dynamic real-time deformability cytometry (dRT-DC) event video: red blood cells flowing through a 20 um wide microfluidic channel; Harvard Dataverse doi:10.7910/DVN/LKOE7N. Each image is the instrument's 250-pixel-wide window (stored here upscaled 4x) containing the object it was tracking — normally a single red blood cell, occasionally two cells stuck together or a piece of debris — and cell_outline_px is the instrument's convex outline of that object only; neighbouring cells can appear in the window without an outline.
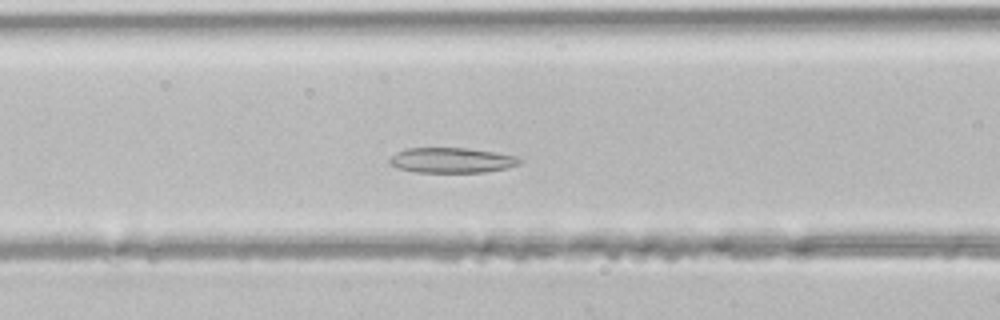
{"species": "common noctule bat (a hibernating species)", "species_latin": "Nyctalus noctula", "temperature_condition": "room temperature", "stored_images_in_passage": 42, "camera_frame_rate_fps": 3000, "um_per_image_px": 0.085, "animal": {"sex": "male", "body_mass_g": 21.5, "forearm_length_mm": 52.0}, "frame": {"image": 1, "passage_image": 16, "time_ms": 5.0, "image_size_px": [1000, 320], "cell_outline_px": [[524, 160], [520, 164], [508, 168], [484, 172], [416, 172], [396, 168], [388, 164], [388, 160], [396, 152], [408, 148], [468, 148], [496, 152], [516, 156]], "centroid_in_image_um": [38.4, 13.62], "position_along_channel_um": 128.2, "area_um2": 19.31}}
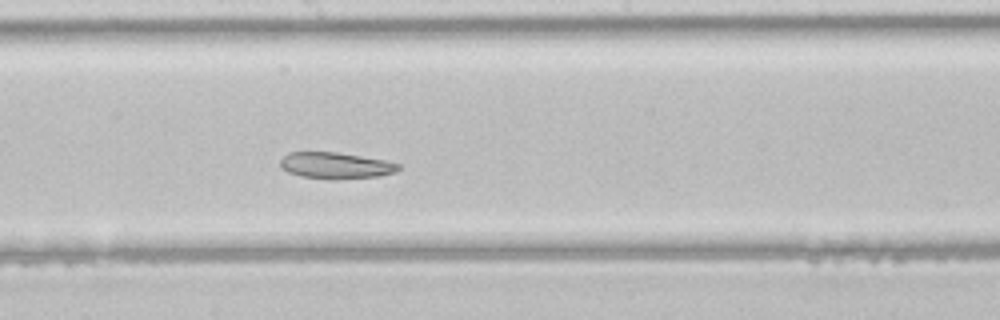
{"frame": {"image": 2, "passage_image": 22, "time_ms": 7.0, "image_size_px": [1000, 320], "cell_outline_px": [[400, 168], [396, 172], [376, 176], [300, 176], [288, 172], [280, 168], [280, 160], [288, 152], [336, 152], [384, 160], [400, 164]], "centroid_in_image_um": [28.49, 14.01], "position_along_channel_um": 219.7, "area_um2": 17.05}}
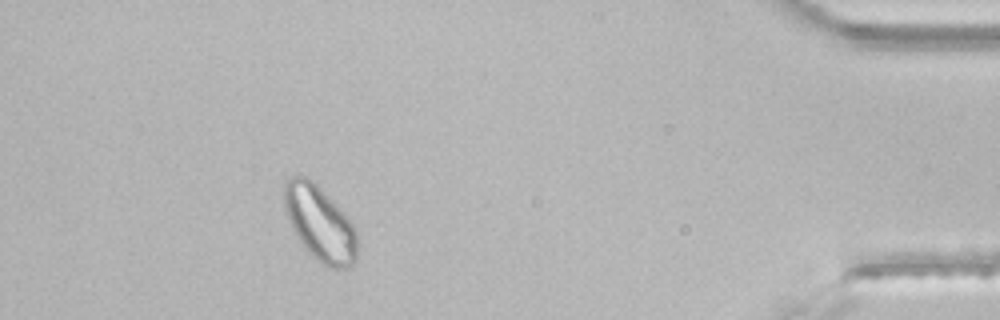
{"frame": {"image": 3, "passage_image": 38, "time_ms": 12.333, "image_size_px": [1000, 320], "cell_outline_px": [[356, 260], [348, 268], [328, 268], [316, 260], [308, 252], [296, 236], [288, 220], [284, 208], [284, 180], [288, 176], [304, 176], [312, 180], [332, 200], [352, 224], [356, 232]], "centroid_in_image_um": [27.14, 18.99], "position_along_channel_um": 408.1, "area_um2": 31.73}}